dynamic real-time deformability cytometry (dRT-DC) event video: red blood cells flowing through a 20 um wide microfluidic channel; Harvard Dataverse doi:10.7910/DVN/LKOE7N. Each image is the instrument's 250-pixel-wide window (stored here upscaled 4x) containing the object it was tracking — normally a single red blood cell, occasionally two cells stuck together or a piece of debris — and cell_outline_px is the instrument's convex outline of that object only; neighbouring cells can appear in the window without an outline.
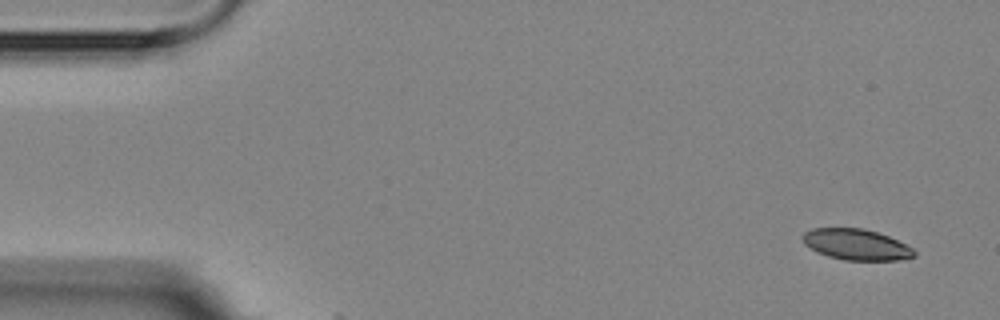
{"species": "Egyptian fruit bat (a non-hibernating species)", "species_latin": "Rousettus aegyptiacus", "temperature_condition": "room temperature", "stored_images_in_passage": 5, "camera_frame_rate_fps": 3000, "um_per_image_px": 0.085, "animal": {"sex": "female"}, "frame": {"image": 1, "passage_image": 1, "time_ms": 0.0, "image_size_px": [1000, 320], "cell_outline_px": [[916, 256], [900, 260], [844, 260], [828, 256], [816, 252], [804, 244], [804, 232], [812, 228], [860, 228], [876, 232], [888, 236], [912, 248], [916, 252]], "centroid_in_image_um": [72.77, 20.79], "position_along_channel_um": 12.2, "area_um2": 19.94}}
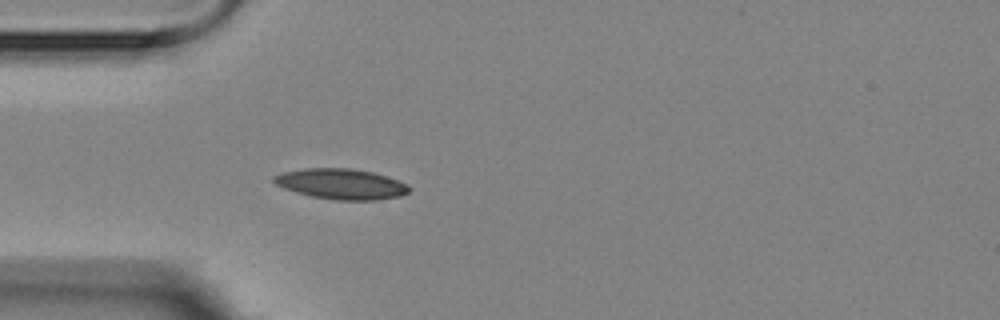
{"frame": {"image": 2, "passage_image": 5, "time_ms": 4.333, "image_size_px": [1000, 320], "cell_outline_px": [[412, 188], [408, 192], [400, 196], [376, 200], [336, 200], [312, 196], [296, 192], [284, 188], [276, 184], [272, 180], [272, 176], [284, 172], [308, 168], [352, 168], [372, 172], [408, 184]], "centroid_in_image_um": [29.0, 15.64], "position_along_channel_um": 56.0, "area_um2": 23.87}}